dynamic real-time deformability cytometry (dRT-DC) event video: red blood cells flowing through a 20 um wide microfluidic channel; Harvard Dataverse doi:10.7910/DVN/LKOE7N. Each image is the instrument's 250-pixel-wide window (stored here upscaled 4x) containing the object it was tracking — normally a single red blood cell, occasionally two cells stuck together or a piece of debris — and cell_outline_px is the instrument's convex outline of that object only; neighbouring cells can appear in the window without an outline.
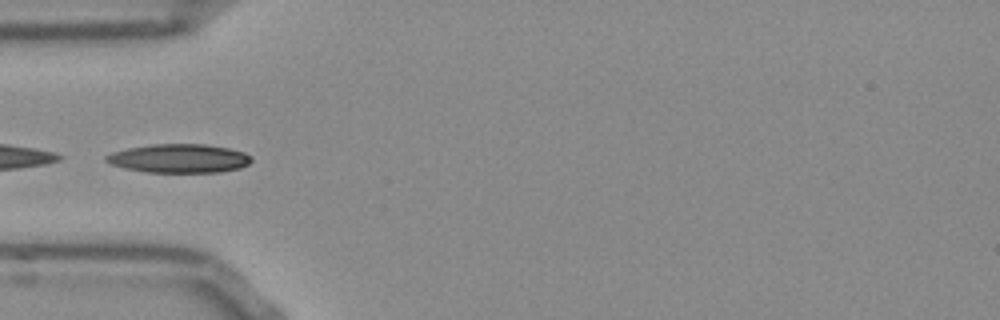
{"species": "Egyptian fruit bat (a non-hibernating species)", "species_latin": "Rousettus aegyptiacus", "temperature_condition": "room temperature", "stored_images_in_passage": 37, "camera_frame_rate_fps": 3000, "um_per_image_px": 0.085, "frame": {"image": 1, "passage_image": 14, "time_ms": 4.333, "image_size_px": [1000, 320], "cell_outline_px": [[252, 160], [248, 164], [240, 168], [220, 172], [148, 172], [124, 168], [112, 164], [104, 160], [104, 156], [112, 152], [128, 148], [148, 144], [204, 144], [228, 148], [244, 152], [252, 156]], "centroid_in_image_um": [15.22, 13.46], "position_along_channel_um": 69.8, "area_um2": 24.39}}
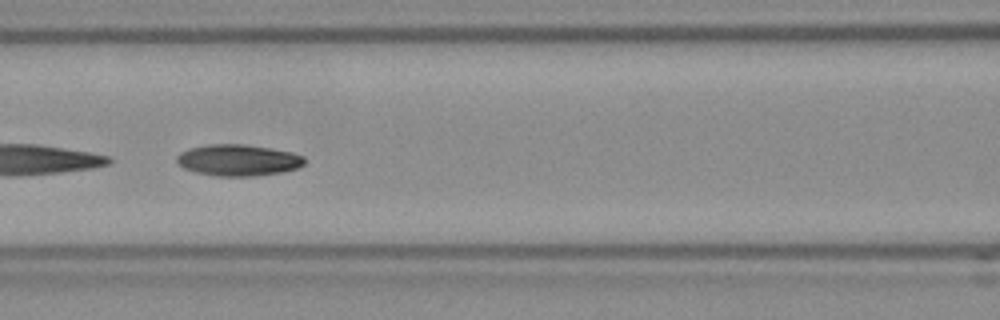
{"frame": {"image": 2, "passage_image": 20, "time_ms": 6.333, "image_size_px": [1000, 320], "cell_outline_px": [[304, 164], [300, 168], [284, 172], [256, 176], [216, 176], [196, 172], [184, 168], [176, 160], [176, 156], [180, 152], [188, 148], [208, 144], [244, 144], [292, 152], [304, 156]], "centroid_in_image_um": [20.26, 13.61], "position_along_channel_um": 146.3, "area_um2": 23.52}, "authors_computed_cell_mechanics": {"area_um2": 23.7558, "velocity_mm_per_s": 3.7747, "shape_relaxation_time_tau1_ms": 5.0482, "shape_relaxation_time_tau2_ms": 10.9702, "deformation_change_tau1": 0.149, "deformation_change_tau2": 0.149}}